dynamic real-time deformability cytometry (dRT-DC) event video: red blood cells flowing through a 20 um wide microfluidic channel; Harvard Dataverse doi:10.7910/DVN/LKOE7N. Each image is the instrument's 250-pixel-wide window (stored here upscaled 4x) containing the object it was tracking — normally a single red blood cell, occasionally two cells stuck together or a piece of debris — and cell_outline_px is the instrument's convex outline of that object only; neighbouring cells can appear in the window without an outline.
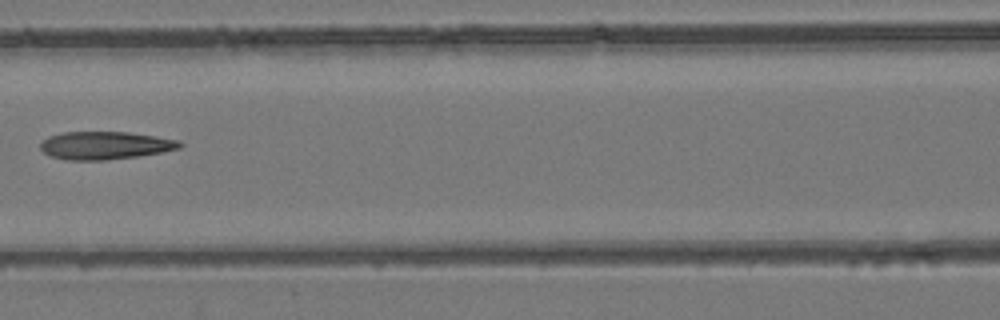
{"species": "common noctule bat (a hibernating species)", "species_latin": "Nyctalus noctula", "temperature_condition": "room temperature", "stored_images_in_passage": 7, "camera_frame_rate_fps": 3000, "um_per_image_px": 0.085, "animal": {"sex": "female", "body_mass_g": 24.6, "forearm_length_mm": 56.2}, "frame": {"image": 1, "passage_image": 7, "time_ms": 7.0, "image_size_px": [1000, 320], "cell_outline_px": [[184, 144], [180, 148], [140, 156], [104, 160], [64, 160], [52, 156], [44, 152], [40, 148], [40, 144], [48, 136], [64, 132], [128, 132], [156, 136], [180, 140]], "centroid_in_image_um": [8.95, 12.36], "position_along_channel_um": 157.6, "area_um2": 22.66}}